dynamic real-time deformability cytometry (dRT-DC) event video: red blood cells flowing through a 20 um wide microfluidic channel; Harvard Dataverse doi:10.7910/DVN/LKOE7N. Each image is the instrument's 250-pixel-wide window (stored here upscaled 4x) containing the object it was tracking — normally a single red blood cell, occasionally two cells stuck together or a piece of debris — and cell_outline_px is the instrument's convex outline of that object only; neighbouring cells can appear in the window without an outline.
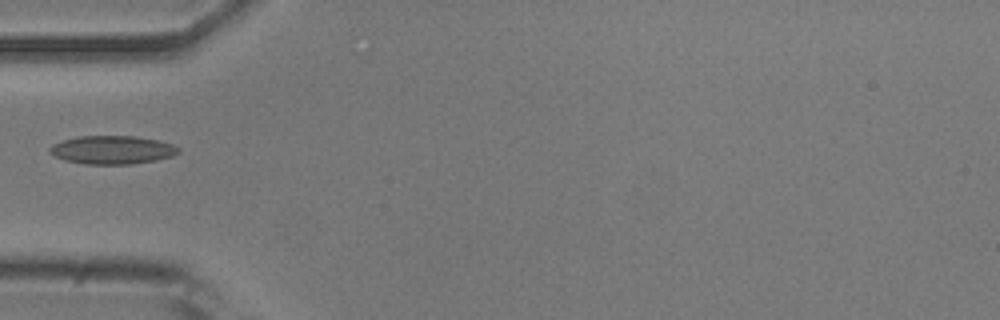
{"species": "common noctule bat (a hibernating species)", "species_latin": "Nyctalus noctula", "temperature_condition": "room temperature", "stored_images_in_passage": 35, "camera_frame_rate_fps": 3000, "um_per_image_px": 0.085, "animal": {"sex": "male", "body_mass_g": 20.5, "forearm_length_mm": 52.5}, "frame": {"image": 1, "passage_image": 1, "time_ms": 0.0, "image_size_px": [1000, 320], "cell_outline_px": [[180, 152], [172, 156], [156, 160], [132, 164], [84, 164], [64, 160], [56, 156], [48, 148], [52, 144], [76, 136], [136, 136], [160, 140], [172, 144], [180, 148]], "centroid_in_image_um": [9.57, 12.73], "position_along_channel_um": 75.4, "area_um2": 21.33}}
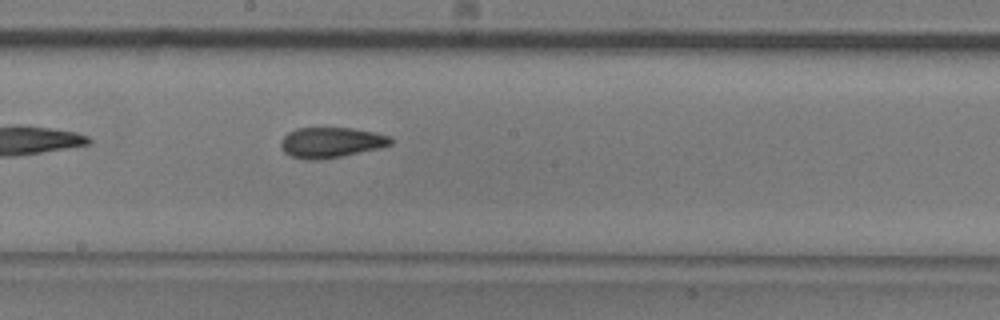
{"frame": {"image": 2, "passage_image": 12, "time_ms": 3.667, "image_size_px": [1000, 320], "cell_outline_px": [[392, 144], [376, 148], [340, 156], [316, 160], [304, 160], [292, 156], [284, 152], [280, 144], [280, 140], [288, 132], [296, 128], [352, 128], [376, 132], [392, 136]], "centroid_in_image_um": [28.11, 12.09], "position_along_channel_um": 220.1, "area_um2": 19.36}}
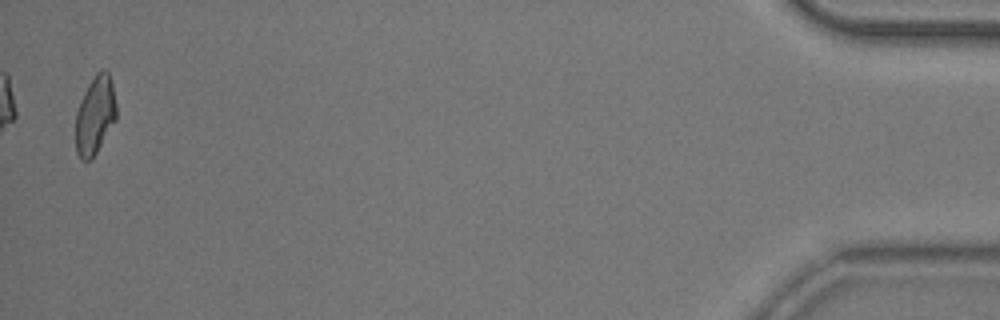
{"frame": {"image": 3, "passage_image": 35, "time_ms": 11.333, "image_size_px": [1000, 320], "cell_outline_px": [[116, 120], [92, 160], [80, 160], [76, 152], [76, 112], [80, 100], [88, 84], [96, 72], [100, 68], [104, 68], [108, 72], [112, 84], [116, 104]], "centroid_in_image_um": [8.08, 9.79], "position_along_channel_um": 427.1, "area_um2": 18.79}}